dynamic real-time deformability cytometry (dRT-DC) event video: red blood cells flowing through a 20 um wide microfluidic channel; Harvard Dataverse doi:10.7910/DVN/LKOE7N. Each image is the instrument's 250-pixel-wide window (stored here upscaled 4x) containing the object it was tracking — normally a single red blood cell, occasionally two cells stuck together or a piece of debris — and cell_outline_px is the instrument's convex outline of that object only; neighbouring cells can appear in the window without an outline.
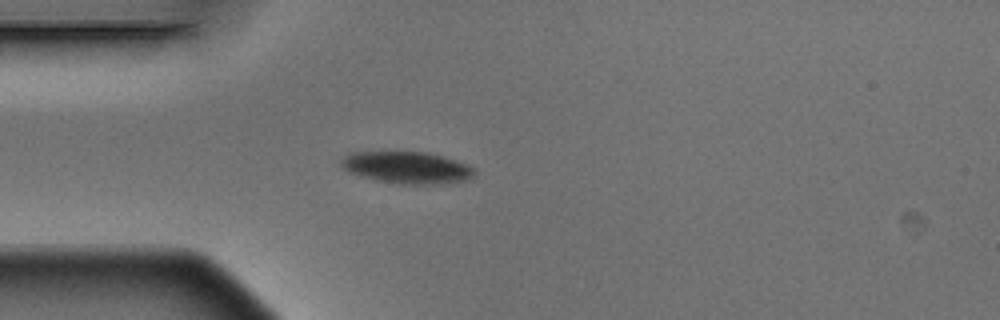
{"species": "Egyptian fruit bat (a non-hibernating species)", "species_latin": "Rousettus aegyptiacus", "temperature_condition": "warm", "stored_images_in_passage": 3, "camera_frame_rate_fps": 3000, "um_per_image_px": 0.085, "animal": {"sex": "male"}, "frame": {"image": 1, "passage_image": 3, "time_ms": 0.667, "image_size_px": [1000, 320], "cell_outline_px": [[476, 176], [468, 180], [440, 184], [400, 184], [376, 180], [360, 176], [348, 172], [340, 168], [340, 160], [348, 152], [428, 152], [444, 156], [456, 160], [472, 168]], "centroid_in_image_um": [34.55, 14.24], "position_along_channel_um": 50.5, "area_um2": 25.03}}